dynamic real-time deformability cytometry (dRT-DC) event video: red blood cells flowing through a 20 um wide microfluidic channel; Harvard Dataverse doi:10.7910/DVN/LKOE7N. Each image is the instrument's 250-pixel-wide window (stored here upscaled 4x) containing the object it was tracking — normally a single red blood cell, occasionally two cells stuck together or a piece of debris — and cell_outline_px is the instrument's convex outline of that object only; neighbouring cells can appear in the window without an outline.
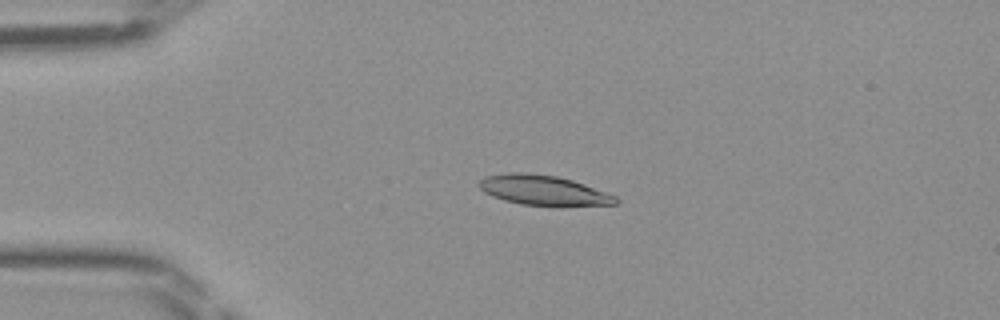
{"species": "Egyptian fruit bat (a non-hibernating species)", "species_latin": "Rousettus aegyptiacus", "temperature_condition": "room temperature", "stored_images_in_passage": 39, "camera_frame_rate_fps": 3000, "um_per_image_px": 0.085, "frame": {"image": 1, "passage_image": 8, "time_ms": 2.333, "image_size_px": [1000, 320], "cell_outline_px": [[620, 200], [616, 204], [560, 208], [520, 204], [504, 200], [492, 196], [484, 192], [476, 184], [484, 176], [508, 172], [524, 172], [556, 176], [572, 180], [584, 184], [616, 196]], "centroid_in_image_um": [46.2, 16.21], "position_along_channel_um": 38.8, "area_um2": 24.62}}
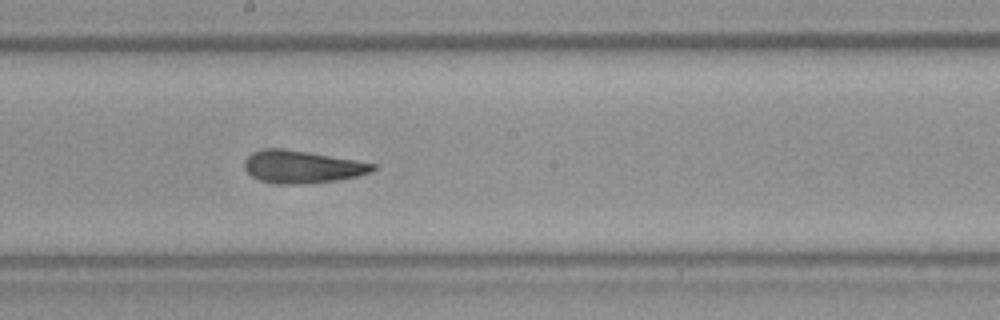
{"frame": {"image": 2, "passage_image": 23, "time_ms": 7.333, "image_size_px": [1000, 320], "cell_outline_px": [[376, 168], [372, 172], [356, 176], [336, 180], [308, 184], [284, 184], [260, 180], [252, 176], [244, 168], [244, 160], [248, 156], [256, 152], [272, 148], [280, 148], [308, 152], [356, 160], [376, 164]], "centroid_in_image_um": [25.7, 14.19], "position_along_channel_um": 222.5, "area_um2": 24.04}}
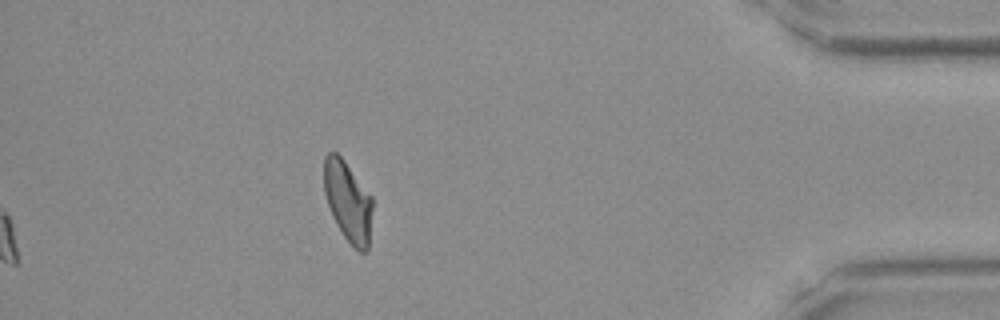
{"frame": {"image": 3, "passage_image": 39, "time_ms": 12.667, "image_size_px": [1000, 320], "cell_outline_px": [[372, 208], [368, 248], [364, 252], [360, 252], [344, 236], [336, 224], [332, 216], [324, 192], [324, 156], [328, 152], [336, 152], [344, 160], [372, 196]], "centroid_in_image_um": [29.56, 17.09], "position_along_channel_um": 405.6, "area_um2": 22.48}}